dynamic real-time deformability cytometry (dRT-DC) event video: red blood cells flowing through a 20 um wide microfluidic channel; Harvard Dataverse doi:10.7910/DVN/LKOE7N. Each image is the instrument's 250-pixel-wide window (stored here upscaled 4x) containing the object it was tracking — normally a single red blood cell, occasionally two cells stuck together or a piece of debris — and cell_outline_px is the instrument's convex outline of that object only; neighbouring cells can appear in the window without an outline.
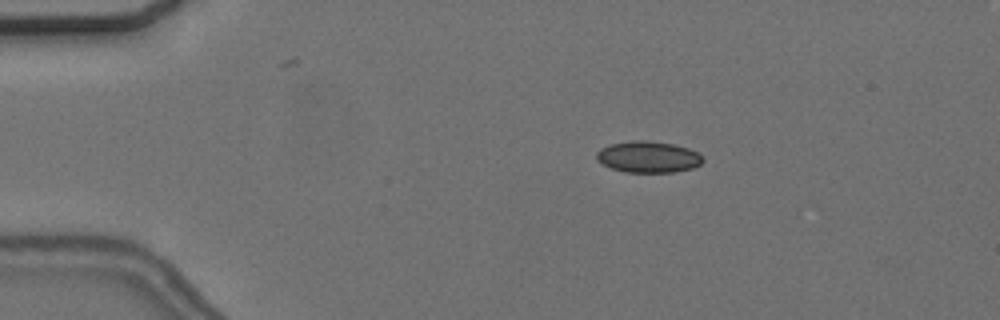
{"species": "common noctule bat (a hibernating species)", "species_latin": "Nyctalus noctula", "temperature_condition": "cold", "stored_images_in_passage": 52, "camera_frame_rate_fps": 3000, "um_per_image_px": 0.085, "animal": {"sex": "female", "body_mass_g": 24.6, "forearm_length_mm": 56.2}, "frame": {"image": 1, "passage_image": 6, "time_ms": 1.667, "image_size_px": [1000, 320], "cell_outline_px": [[704, 160], [700, 164], [692, 168], [672, 172], [624, 172], [612, 168], [596, 160], [596, 152], [600, 148], [612, 144], [632, 140], [644, 140], [672, 144], [688, 148], [696, 152]], "centroid_in_image_um": [55.07, 13.34], "position_along_channel_um": 29.9, "area_um2": 19.25}}
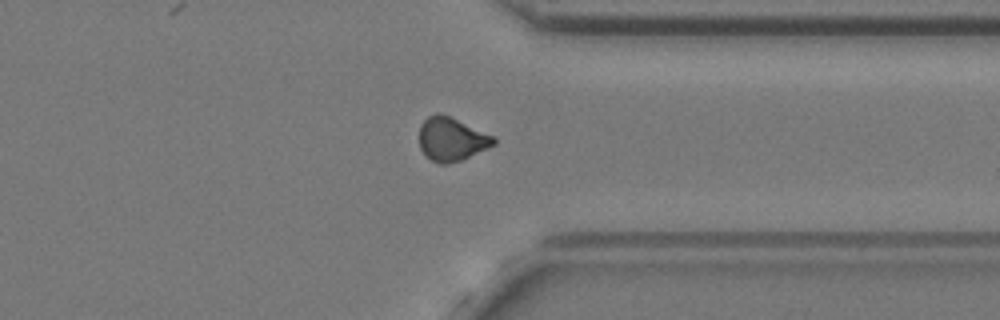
{"frame": {"image": 2, "passage_image": 39, "time_ms": 12.667, "image_size_px": [1000, 320], "cell_outline_px": [[496, 144], [460, 160], [448, 164], [440, 164], [432, 160], [420, 148], [420, 124], [428, 116], [436, 112], [440, 112], [496, 136]], "centroid_in_image_um": [38.4, 11.8], "position_along_channel_um": 373.0, "area_um2": 18.84}}
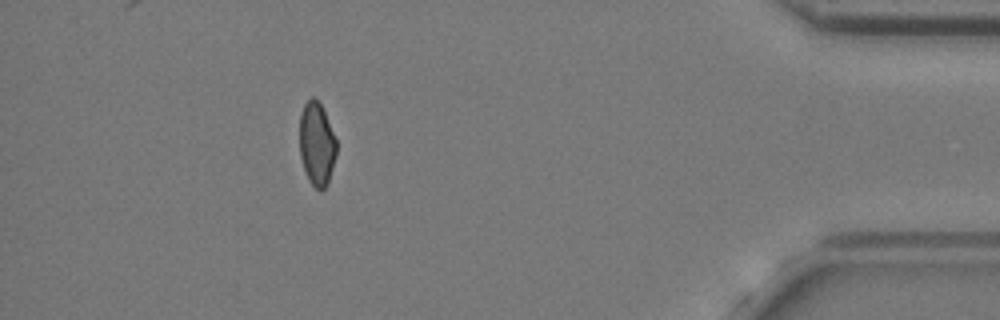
{"frame": {"image": 3, "passage_image": 46, "time_ms": 15.0, "image_size_px": [1000, 320], "cell_outline_px": [[336, 156], [328, 184], [320, 192], [308, 180], [300, 156], [300, 116], [304, 104], [312, 96], [320, 104], [324, 112], [336, 140]], "centroid_in_image_um": [26.92, 12.28], "position_along_channel_um": 408.3, "area_um2": 17.74}, "authors_computed_cell_mechanics": {"area_um2": 18.9006, "velocity_mm_per_s": 3.6595, "shape_relaxation_time_tau1_ms": null, "shape_relaxation_time_tau2_ms": 2.1074, "deformation_change_tau1": null, "deformation_change_tau2": 0.0633}}